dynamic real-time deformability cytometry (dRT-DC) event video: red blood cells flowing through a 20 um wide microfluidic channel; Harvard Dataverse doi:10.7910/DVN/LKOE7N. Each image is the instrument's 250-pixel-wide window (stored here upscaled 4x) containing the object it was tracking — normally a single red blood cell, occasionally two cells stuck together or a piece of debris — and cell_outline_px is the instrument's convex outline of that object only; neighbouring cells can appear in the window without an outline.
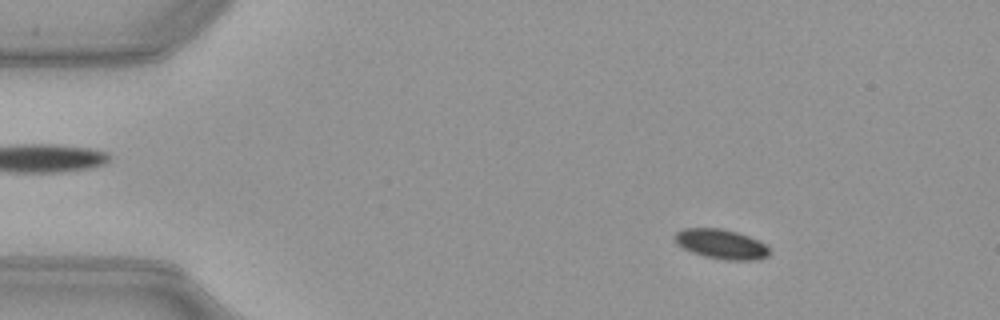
{"species": "common noctule bat (a hibernating species)", "species_latin": "Nyctalus noctula", "temperature_condition": "warm", "stored_images_in_passage": 52, "camera_frame_rate_fps": 3000, "um_per_image_px": 0.085, "animal": {"sex": "female", "body_mass_g": 21.9}, "frame": {"image": 1, "passage_image": 8, "time_ms": 2.333, "image_size_px": [1000, 320], "cell_outline_px": [[768, 256], [756, 260], [724, 260], [704, 256], [692, 252], [676, 244], [672, 236], [676, 232], [684, 228], [720, 228], [736, 232], [760, 240], [768, 248]], "centroid_in_image_um": [61.26, 20.74], "position_along_channel_um": 23.7, "area_um2": 16.42}}
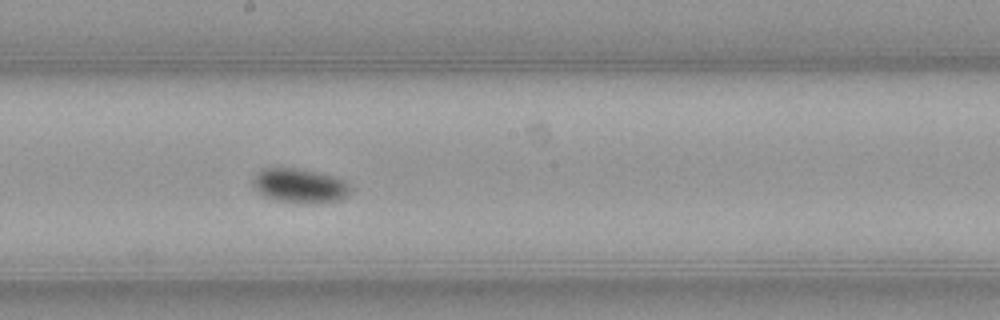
{"frame": {"image": 2, "passage_image": 29, "time_ms": 9.333, "image_size_px": [1000, 320], "cell_outline_px": [[356, 188], [348, 196], [340, 200], [316, 204], [276, 200], [264, 196], [252, 184], [252, 180], [256, 172], [264, 168], [300, 168], [336, 176], [344, 180]], "centroid_in_image_um": [25.57, 15.78], "position_along_channel_um": 222.6, "area_um2": 20.0}}
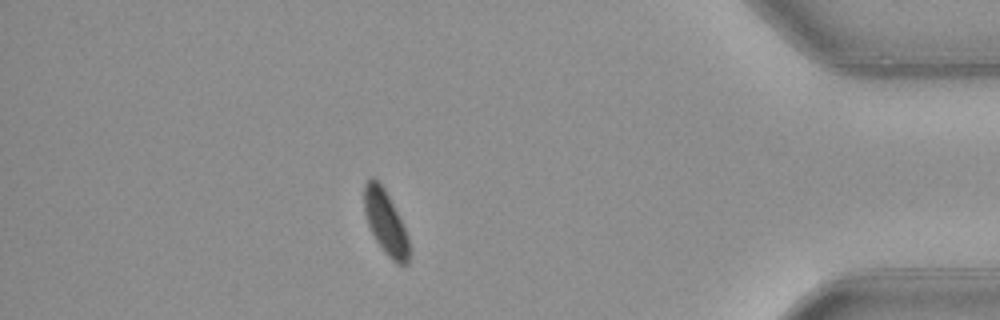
{"frame": {"image": 3, "passage_image": 46, "time_ms": 15.0, "image_size_px": [1000, 320], "cell_outline_px": [[408, 264], [396, 264], [384, 252], [376, 240], [368, 224], [364, 212], [364, 184], [372, 176], [384, 188], [408, 236]], "centroid_in_image_um": [32.74, 18.91], "position_along_channel_um": 402.5, "area_um2": 16.24}, "authors_computed_cell_mechanics": {"area_um2": 17.3111, "velocity_mm_per_s": 3.9613, "shape_relaxation_time_tau1_ms": 2.2664, "shape_relaxation_time_tau2_ms": null, "deformation_change_tau1": 0.0651, "deformation_change_tau2": null}}